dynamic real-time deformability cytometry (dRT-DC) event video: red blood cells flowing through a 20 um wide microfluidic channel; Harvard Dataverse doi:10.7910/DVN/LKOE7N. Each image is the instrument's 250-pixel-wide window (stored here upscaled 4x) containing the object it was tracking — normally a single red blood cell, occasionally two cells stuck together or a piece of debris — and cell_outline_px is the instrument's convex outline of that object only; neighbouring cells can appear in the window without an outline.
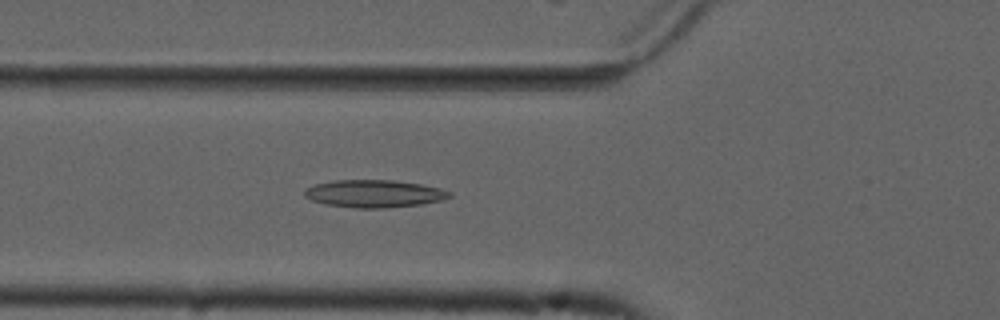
{"species": "common noctule bat (a hibernating species)", "species_latin": "Nyctalus noctula", "temperature_condition": "cold", "stored_images_in_passage": 54, "camera_frame_rate_fps": 3000, "um_per_image_px": 0.085, "animal": {"sex": "male", "forearm_length_mm": 52.5}, "frame": {"image": 1, "passage_image": 19, "time_ms": 6.0, "image_size_px": [1000, 320], "cell_outline_px": [[452, 196], [440, 200], [420, 204], [388, 208], [356, 208], [328, 204], [312, 200], [304, 196], [304, 192], [308, 188], [316, 184], [332, 180], [392, 180], [420, 184], [440, 188], [452, 192]], "centroid_in_image_um": [31.82, 16.46], "position_along_channel_um": 94.0, "area_um2": 23.06}}
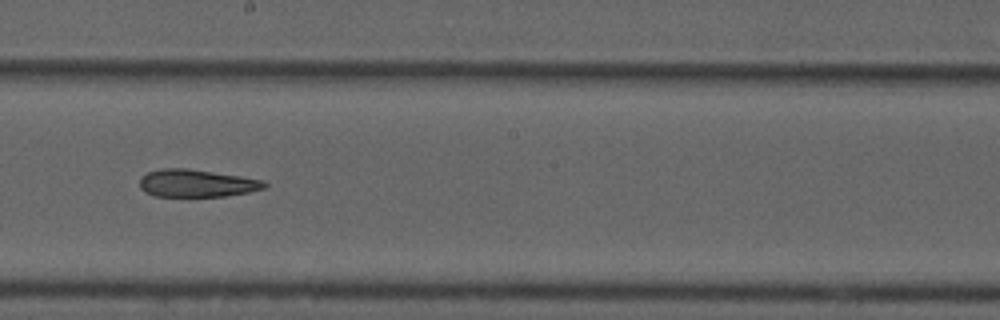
{"frame": {"image": 2, "passage_image": 30, "time_ms": 9.667, "image_size_px": [1000, 320], "cell_outline_px": [[268, 184], [264, 188], [248, 192], [224, 196], [156, 196], [144, 192], [140, 188], [140, 176], [148, 172], [160, 168], [184, 168], [240, 176], [264, 180]], "centroid_in_image_um": [16.68, 15.57], "position_along_channel_um": 231.5, "area_um2": 19.94}}
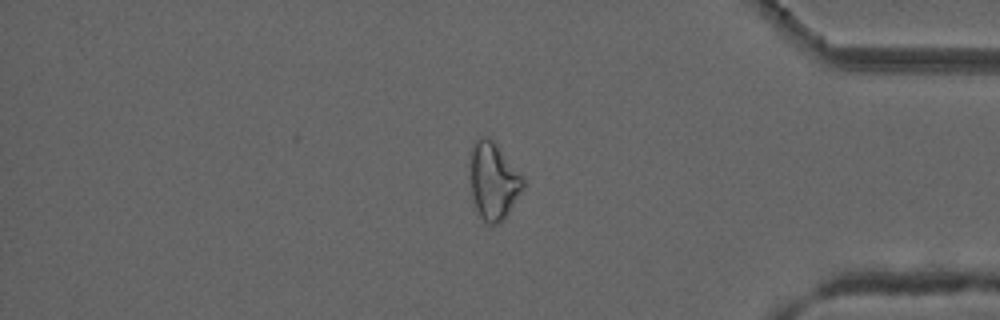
{"frame": {"image": 3, "passage_image": 45, "time_ms": 14.667, "image_size_px": [1000, 320], "cell_outline_px": [[524, 188], [508, 212], [496, 224], [488, 224], [480, 216], [476, 208], [468, 176], [472, 144], [476, 140], [484, 136], [488, 136], [496, 144], [524, 180]], "centroid_in_image_um": [41.89, 15.36], "position_along_channel_um": 393.3, "area_um2": 23.41}, "authors_computed_cell_mechanics": {"area_um2": 22.9466, "velocity_mm_per_s": 3.7421, "shape_relaxation_time_tau1_ms": null, "shape_relaxation_time_tau2_ms": 9.7727, "deformation_change_tau1": null, "deformation_change_tau2": 0.2426}}